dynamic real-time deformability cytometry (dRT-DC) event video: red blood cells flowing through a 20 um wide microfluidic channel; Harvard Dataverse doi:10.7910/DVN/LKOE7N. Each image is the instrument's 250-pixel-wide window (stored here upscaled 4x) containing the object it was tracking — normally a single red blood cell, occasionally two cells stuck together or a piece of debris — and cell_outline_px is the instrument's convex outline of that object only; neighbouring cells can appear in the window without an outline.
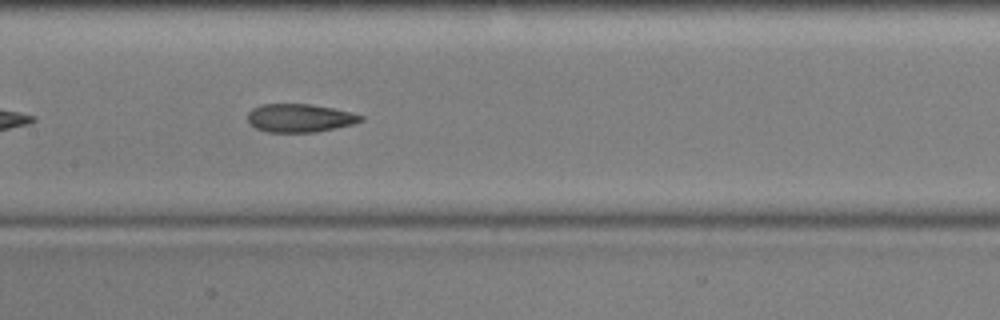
{"species": "common noctule bat (a hibernating species)", "species_latin": "Nyctalus noctula", "temperature_condition": "cold", "stored_images_in_passage": 30, "camera_frame_rate_fps": 3000, "um_per_image_px": 0.085, "animal": {"sex": "male", "body_mass_g": 17.9, "forearm_length_mm": 54.2}, "frame": {"image": 1, "passage_image": 13, "time_ms": 4.0, "image_size_px": [1000, 320], "cell_outline_px": [[364, 120], [352, 124], [316, 132], [268, 132], [256, 128], [248, 124], [248, 112], [252, 108], [260, 104], [308, 104], [332, 108], [352, 112], [364, 116]], "centroid_in_image_um": [25.45, 10.03], "position_along_channel_um": 181.9, "area_um2": 18.67}}
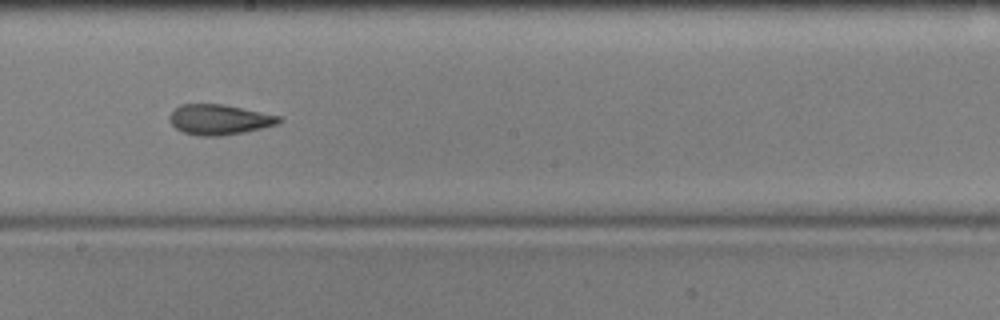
{"frame": {"image": 2, "passage_image": 17, "time_ms": 5.333, "image_size_px": [1000, 320], "cell_outline_px": [[284, 120], [276, 124], [244, 132], [220, 136], [200, 136], [184, 132], [176, 128], [168, 120], [168, 116], [180, 104], [224, 104], [280, 116]], "centroid_in_image_um": [18.62, 10.16], "position_along_channel_um": 229.6, "area_um2": 19.19}, "authors_computed_cell_mechanics": {"area_um2": 19.1896, "velocity_mm_per_s": 3.5805, "shape_relaxation_time_tau1_ms": null, "shape_relaxation_time_tau2_ms": 2.834, "deformation_change_tau1": null, "deformation_change_tau2": 0.1095}}